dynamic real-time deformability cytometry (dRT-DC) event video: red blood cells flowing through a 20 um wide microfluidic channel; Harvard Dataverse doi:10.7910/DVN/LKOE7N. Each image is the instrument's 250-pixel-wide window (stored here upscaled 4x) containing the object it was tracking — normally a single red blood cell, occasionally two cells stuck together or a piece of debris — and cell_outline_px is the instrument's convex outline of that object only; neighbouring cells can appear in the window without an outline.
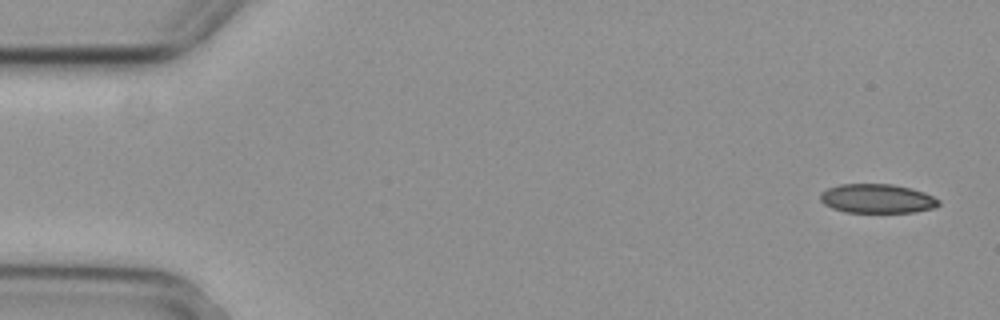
{"species": "common noctule bat (a hibernating species)", "species_latin": "Nyctalus noctula", "temperature_condition": "cold", "stored_images_in_passage": 7, "camera_frame_rate_fps": 3000, "um_per_image_px": 0.085, "animal": {"sex": "female", "body_mass_g": 29.2, "forearm_length_mm": 56.3}, "frame": {"image": 1, "passage_image": 1, "time_ms": 0.0, "image_size_px": [1000, 320], "cell_outline_px": [[940, 204], [932, 208], [912, 212], [844, 212], [832, 208], [824, 204], [820, 200], [820, 192], [828, 188], [840, 184], [892, 184], [912, 188], [924, 192], [940, 200]], "centroid_in_image_um": [74.53, 16.87], "position_along_channel_um": 10.5, "area_um2": 20.11}}
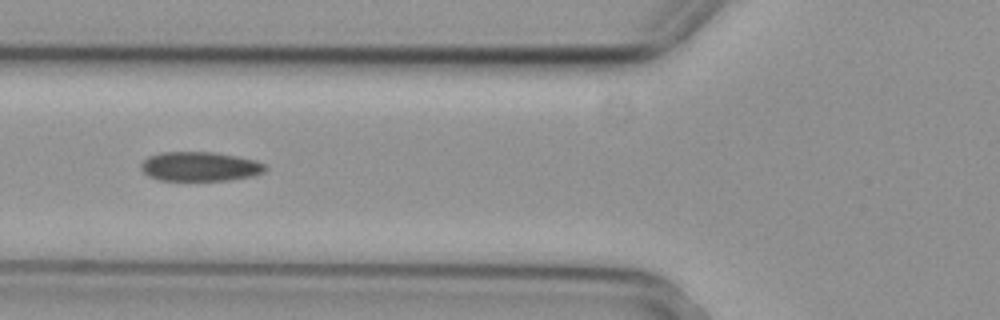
{"frame": {"image": 2, "passage_image": 6, "time_ms": 1.667, "image_size_px": [1000, 320], "cell_outline_px": [[268, 168], [264, 172], [256, 176], [228, 180], [160, 180], [148, 176], [140, 168], [140, 164], [148, 156], [160, 152], [212, 152], [236, 156], [256, 160], [264, 164]], "centroid_in_image_um": [17.01, 14.15], "position_along_channel_um": 108.8, "area_um2": 21.39}}
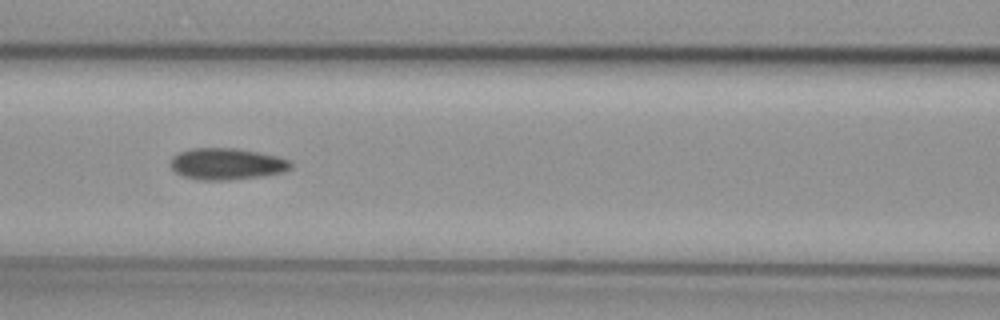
{"frame": {"image": 3, "passage_image": 7, "time_ms": 2.0, "image_size_px": [1000, 320], "cell_outline_px": [[292, 168], [284, 172], [260, 176], [228, 180], [200, 180], [184, 176], [176, 172], [172, 168], [168, 160], [172, 156], [180, 152], [192, 148], [236, 148], [276, 156], [288, 160], [292, 164]], "centroid_in_image_um": [19.24, 13.93], "position_along_channel_um": 147.4, "area_um2": 22.02}}